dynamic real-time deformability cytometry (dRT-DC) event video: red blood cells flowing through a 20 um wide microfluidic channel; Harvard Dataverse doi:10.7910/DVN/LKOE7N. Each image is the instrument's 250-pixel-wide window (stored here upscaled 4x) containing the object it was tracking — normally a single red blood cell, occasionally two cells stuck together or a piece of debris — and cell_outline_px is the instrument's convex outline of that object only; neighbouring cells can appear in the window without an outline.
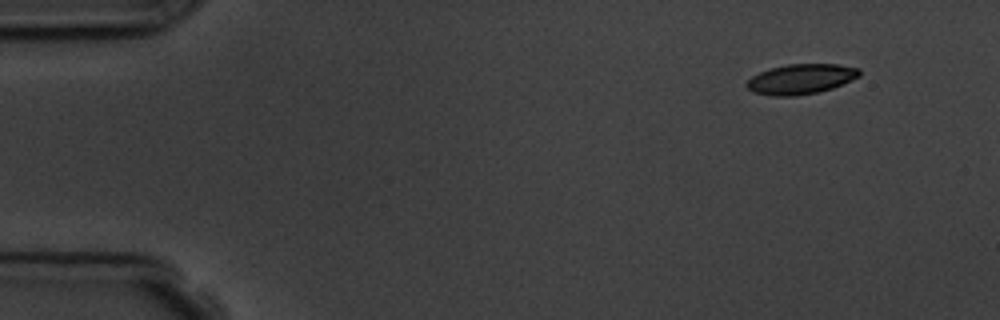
{"species": "common noctule bat (a hibernating species)", "species_latin": "Nyctalus noctula", "temperature_condition": "room temperature", "stored_images_in_passage": 3, "camera_frame_rate_fps": 3000, "um_per_image_px": 0.085, "animal": {"sex": "male", "body_mass_g": 19.5, "forearm_length_mm": 54.6}, "frame": {"image": 1, "passage_image": 1, "time_ms": 0.0, "image_size_px": [1000, 320], "cell_outline_px": [[860, 76], [832, 88], [816, 92], [796, 96], [772, 96], [752, 92], [744, 84], [752, 76], [768, 68], [788, 64], [840, 64], [860, 68]], "centroid_in_image_um": [68.05, 6.71], "position_along_channel_um": 16.9, "area_um2": 19.83}}